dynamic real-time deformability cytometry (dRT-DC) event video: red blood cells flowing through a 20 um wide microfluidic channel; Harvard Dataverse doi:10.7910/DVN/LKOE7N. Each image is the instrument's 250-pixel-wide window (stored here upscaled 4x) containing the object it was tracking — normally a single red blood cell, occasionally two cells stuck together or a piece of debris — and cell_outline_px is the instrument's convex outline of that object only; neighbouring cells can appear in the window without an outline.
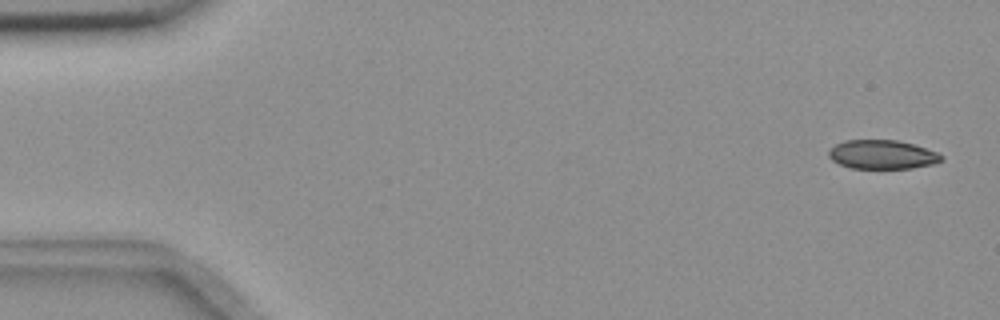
{"species": "common noctule bat (a hibernating species)", "species_latin": "Nyctalus noctula", "temperature_condition": "room temperature", "stored_images_in_passage": 55, "camera_frame_rate_fps": 3000, "um_per_image_px": 0.085, "animal": {"sex": "female", "body_mass_g": 18.4}, "frame": {"image": 1, "passage_image": 2, "time_ms": 0.333, "image_size_px": [1000, 320], "cell_outline_px": [[944, 160], [932, 164], [912, 168], [852, 168], [840, 164], [832, 160], [828, 156], [828, 152], [836, 144], [844, 140], [896, 140], [912, 144], [936, 152], [944, 156]], "centroid_in_image_um": [74.99, 13.14], "position_along_channel_um": 10.0, "area_um2": 18.84}}
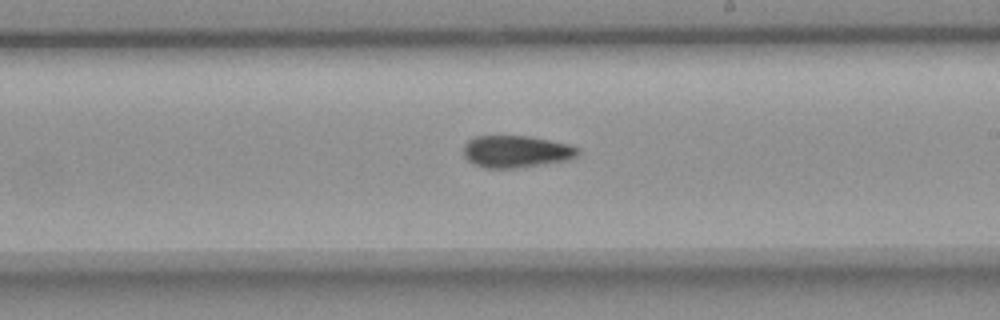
{"frame": {"image": 2, "passage_image": 32, "time_ms": 10.333, "image_size_px": [1000, 320], "cell_outline_px": [[580, 152], [576, 156], [568, 160], [516, 168], [484, 168], [472, 164], [464, 156], [464, 144], [472, 136], [528, 136], [568, 144], [580, 148]], "centroid_in_image_um": [43.85, 12.88], "position_along_channel_um": 245.2, "area_um2": 21.44}}
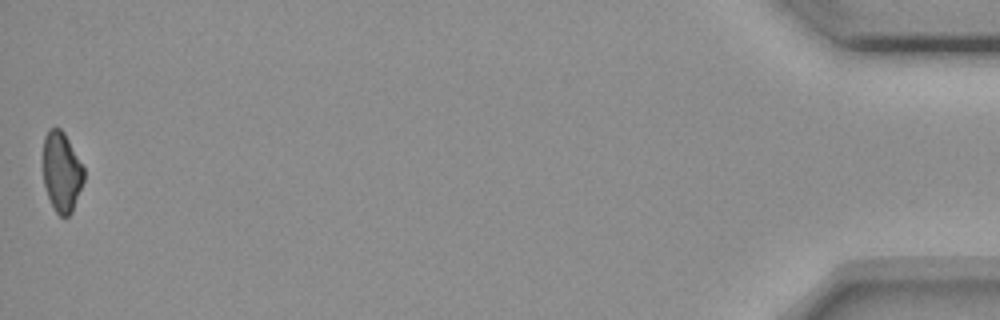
{"frame": {"image": 3, "passage_image": 55, "time_ms": 18.0, "image_size_px": [1000, 320], "cell_outline_px": [[84, 180], [72, 212], [68, 216], [60, 216], [56, 212], [48, 196], [44, 184], [44, 136], [48, 128], [60, 128], [64, 132], [84, 168]], "centroid_in_image_um": [5.25, 14.6], "position_along_channel_um": 430.0, "area_um2": 18.79}}